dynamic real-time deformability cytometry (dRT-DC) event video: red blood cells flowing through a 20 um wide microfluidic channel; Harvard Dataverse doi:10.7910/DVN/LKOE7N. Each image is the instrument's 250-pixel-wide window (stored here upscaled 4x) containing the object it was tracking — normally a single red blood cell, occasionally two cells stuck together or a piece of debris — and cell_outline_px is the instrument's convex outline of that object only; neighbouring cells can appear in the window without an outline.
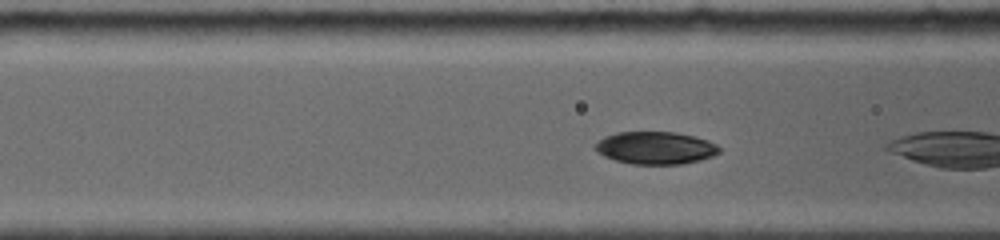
{"species": "common noctule bat (a hibernating species)", "species_latin": "Nyctalus noctula", "temperature_condition": "room temperature", "stored_images_in_passage": 4, "camera_frame_rate_fps": 5000, "um_per_image_px": 0.085, "animal": {"sex": "female", "body_mass_g": 19.0, "forearm_length_mm": 56.7}, "frame": {"image": 1, "passage_image": 3, "time_ms": 0.4, "image_size_px": [1000, 240], "cell_outline_px": [[720, 152], [712, 156], [700, 160], [684, 164], [632, 164], [616, 160], [604, 156], [596, 148], [596, 144], [604, 136], [616, 132], [676, 132], [708, 140], [716, 144], [720, 148]], "centroid_in_image_um": [55.75, 12.57], "position_along_channel_um": 110.8, "area_um2": 23.35}}